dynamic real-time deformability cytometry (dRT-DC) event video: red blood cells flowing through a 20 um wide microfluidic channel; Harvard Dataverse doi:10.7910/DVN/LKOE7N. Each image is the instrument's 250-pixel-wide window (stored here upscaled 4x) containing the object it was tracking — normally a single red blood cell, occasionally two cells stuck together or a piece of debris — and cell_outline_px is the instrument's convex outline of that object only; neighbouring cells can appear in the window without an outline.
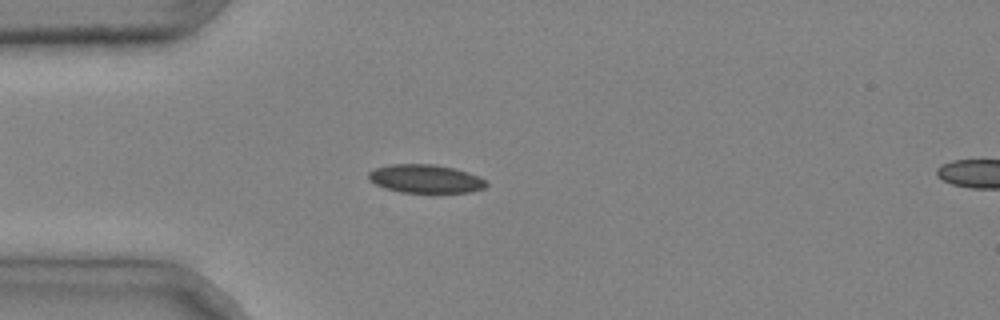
{"species": "common noctule bat (a hibernating species)", "species_latin": "Nyctalus noctula", "temperature_condition": "cold", "stored_images_in_passage": 4, "camera_frame_rate_fps": 3000, "um_per_image_px": 0.085, "animal": {"sex": "male", "body_mass_g": 20.4}, "frame": {"image": 1, "passage_image": 3, "time_ms": 0.667, "image_size_px": [1000, 320], "cell_outline_px": [[488, 184], [484, 188], [468, 192], [400, 192], [384, 188], [368, 180], [368, 172], [376, 168], [388, 164], [432, 164], [452, 168], [468, 172], [484, 180]], "centroid_in_image_um": [36.11, 15.19], "position_along_channel_um": 48.9, "area_um2": 19.31}}